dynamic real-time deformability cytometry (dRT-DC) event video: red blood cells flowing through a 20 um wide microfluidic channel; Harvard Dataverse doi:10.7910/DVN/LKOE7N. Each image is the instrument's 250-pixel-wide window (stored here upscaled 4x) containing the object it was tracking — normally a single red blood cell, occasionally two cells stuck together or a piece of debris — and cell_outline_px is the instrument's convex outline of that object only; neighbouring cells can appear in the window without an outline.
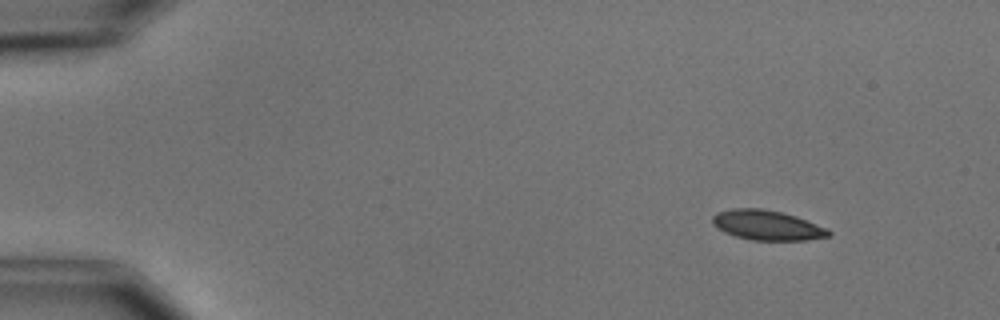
{"species": "common noctule bat (a hibernating species)", "species_latin": "Nyctalus noctula", "temperature_condition": "cold", "stored_images_in_passage": 4, "camera_frame_rate_fps": 3000, "um_per_image_px": 0.085, "animal": {"sex": "male", "body_mass_g": 15.6}, "frame": {"image": 1, "passage_image": 1, "time_ms": 0.0, "image_size_px": [1000, 320], "cell_outline_px": [[832, 232], [828, 236], [808, 240], [752, 240], [736, 236], [724, 232], [712, 224], [712, 216], [716, 212], [732, 208], [760, 208], [780, 212], [796, 216], [828, 228]], "centroid_in_image_um": [65.19, 19.14], "position_along_channel_um": 19.8, "area_um2": 20.23}}
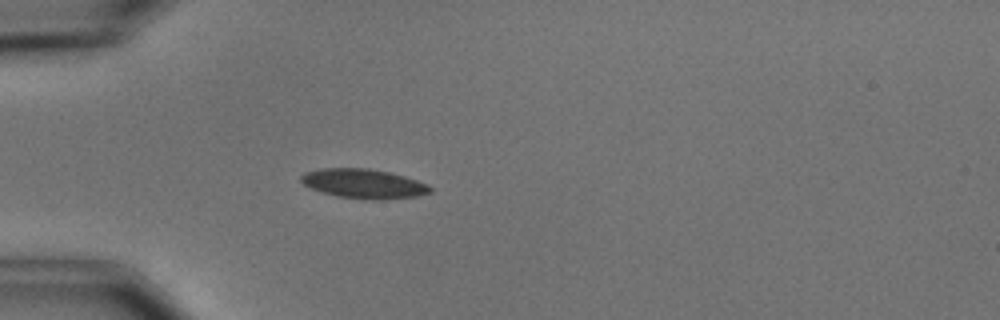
{"frame": {"image": 2, "passage_image": 4, "time_ms": 3.333, "image_size_px": [1000, 320], "cell_outline_px": [[432, 192], [416, 196], [384, 200], [372, 200], [336, 196], [312, 188], [304, 184], [300, 180], [300, 176], [304, 172], [320, 168], [368, 168], [388, 172], [404, 176], [428, 184], [432, 188]], "centroid_in_image_um": [30.92, 15.61], "position_along_channel_um": 54.1, "area_um2": 22.14}}